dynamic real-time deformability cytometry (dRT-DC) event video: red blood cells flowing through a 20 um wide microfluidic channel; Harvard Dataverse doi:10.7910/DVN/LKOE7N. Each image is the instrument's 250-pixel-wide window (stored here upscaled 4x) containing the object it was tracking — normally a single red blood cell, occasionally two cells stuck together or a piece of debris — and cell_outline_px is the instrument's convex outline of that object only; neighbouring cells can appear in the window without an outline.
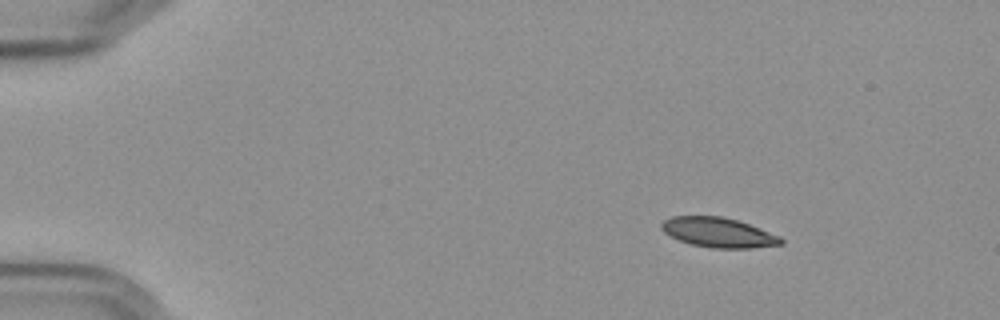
{"species": "Egyptian fruit bat (a non-hibernating species)", "species_latin": "Rousettus aegyptiacus", "temperature_condition": "cold", "stored_images_in_passage": 4, "camera_frame_rate_fps": 3000, "um_per_image_px": 0.085, "frame": {"image": 1, "passage_image": 2, "time_ms": 1.0, "image_size_px": [1000, 320], "cell_outline_px": [[784, 244], [752, 248], [712, 248], [692, 244], [680, 240], [664, 232], [660, 228], [660, 224], [664, 220], [672, 216], [720, 216], [736, 220], [748, 224], [780, 236], [784, 240]], "centroid_in_image_um": [61.07, 19.76], "position_along_channel_um": 23.9, "area_um2": 20.58}}
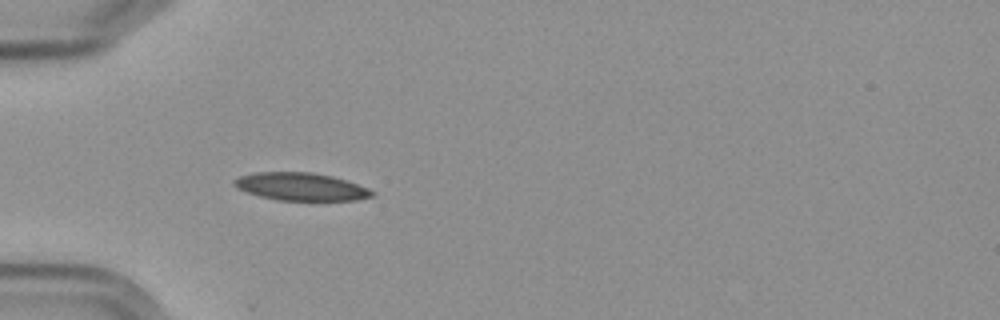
{"frame": {"image": 2, "passage_image": 4, "time_ms": 4.333, "image_size_px": [1000, 320], "cell_outline_px": [[376, 192], [372, 196], [356, 200], [280, 200], [260, 196], [236, 188], [232, 184], [232, 180], [240, 176], [252, 172], [312, 172], [332, 176], [368, 188]], "centroid_in_image_um": [25.54, 15.86], "position_along_channel_um": 59.5, "area_um2": 22.2}}